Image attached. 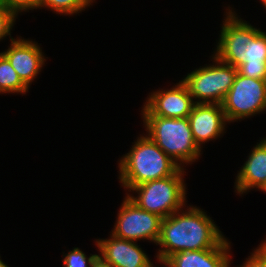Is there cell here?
I'll return each mask as SVG.
<instances>
[{"mask_svg": "<svg viewBox=\"0 0 266 267\" xmlns=\"http://www.w3.org/2000/svg\"><path fill=\"white\" fill-rule=\"evenodd\" d=\"M186 207L162 220L156 256L169 258L177 252L211 249L225 238L207 211L195 205Z\"/></svg>", "mask_w": 266, "mask_h": 267, "instance_id": "1", "label": "cell"}, {"mask_svg": "<svg viewBox=\"0 0 266 267\" xmlns=\"http://www.w3.org/2000/svg\"><path fill=\"white\" fill-rule=\"evenodd\" d=\"M118 160V179L127 194L133 187L174 175L179 167L147 135L140 134Z\"/></svg>", "mask_w": 266, "mask_h": 267, "instance_id": "2", "label": "cell"}, {"mask_svg": "<svg viewBox=\"0 0 266 267\" xmlns=\"http://www.w3.org/2000/svg\"><path fill=\"white\" fill-rule=\"evenodd\" d=\"M141 118L146 131L144 134L179 167L184 168L197 162L203 154V149L195 143L188 117L155 116L143 105Z\"/></svg>", "mask_w": 266, "mask_h": 267, "instance_id": "3", "label": "cell"}, {"mask_svg": "<svg viewBox=\"0 0 266 267\" xmlns=\"http://www.w3.org/2000/svg\"><path fill=\"white\" fill-rule=\"evenodd\" d=\"M186 168L174 175L133 187L127 196L141 209L166 218L187 206ZM132 193V194H131ZM138 195H137V194ZM135 194V195H134Z\"/></svg>", "mask_w": 266, "mask_h": 267, "instance_id": "4", "label": "cell"}, {"mask_svg": "<svg viewBox=\"0 0 266 267\" xmlns=\"http://www.w3.org/2000/svg\"><path fill=\"white\" fill-rule=\"evenodd\" d=\"M212 64H205L187 73L182 82L195 103L222 104L238 73L232 65L220 61L214 54Z\"/></svg>", "mask_w": 266, "mask_h": 267, "instance_id": "5", "label": "cell"}, {"mask_svg": "<svg viewBox=\"0 0 266 267\" xmlns=\"http://www.w3.org/2000/svg\"><path fill=\"white\" fill-rule=\"evenodd\" d=\"M227 122L242 121L266 112V80L237 73L223 103Z\"/></svg>", "mask_w": 266, "mask_h": 267, "instance_id": "6", "label": "cell"}, {"mask_svg": "<svg viewBox=\"0 0 266 267\" xmlns=\"http://www.w3.org/2000/svg\"><path fill=\"white\" fill-rule=\"evenodd\" d=\"M223 24H220V34L216 40L214 55L222 62L238 67L245 61L246 45L261 31L260 28L243 20L234 7L228 6L224 12Z\"/></svg>", "mask_w": 266, "mask_h": 267, "instance_id": "7", "label": "cell"}, {"mask_svg": "<svg viewBox=\"0 0 266 267\" xmlns=\"http://www.w3.org/2000/svg\"><path fill=\"white\" fill-rule=\"evenodd\" d=\"M124 197L110 233L121 239L143 240L157 245L163 218L141 209L127 194Z\"/></svg>", "mask_w": 266, "mask_h": 267, "instance_id": "8", "label": "cell"}, {"mask_svg": "<svg viewBox=\"0 0 266 267\" xmlns=\"http://www.w3.org/2000/svg\"><path fill=\"white\" fill-rule=\"evenodd\" d=\"M9 45L8 49L1 53L8 59L21 81L30 88L32 82L41 74L48 57H45L41 44L38 45L33 39H24L18 35Z\"/></svg>", "mask_w": 266, "mask_h": 267, "instance_id": "9", "label": "cell"}, {"mask_svg": "<svg viewBox=\"0 0 266 267\" xmlns=\"http://www.w3.org/2000/svg\"><path fill=\"white\" fill-rule=\"evenodd\" d=\"M146 99L144 106L153 115L164 118L188 117L195 105L187 86L181 80L170 89L152 91Z\"/></svg>", "mask_w": 266, "mask_h": 267, "instance_id": "10", "label": "cell"}, {"mask_svg": "<svg viewBox=\"0 0 266 267\" xmlns=\"http://www.w3.org/2000/svg\"><path fill=\"white\" fill-rule=\"evenodd\" d=\"M98 258L113 267H149L152 259L138 242L118 238L110 233L109 238L95 239Z\"/></svg>", "mask_w": 266, "mask_h": 267, "instance_id": "11", "label": "cell"}, {"mask_svg": "<svg viewBox=\"0 0 266 267\" xmlns=\"http://www.w3.org/2000/svg\"><path fill=\"white\" fill-rule=\"evenodd\" d=\"M195 143L202 149L226 133L227 124L222 104L195 103L188 116Z\"/></svg>", "mask_w": 266, "mask_h": 267, "instance_id": "12", "label": "cell"}, {"mask_svg": "<svg viewBox=\"0 0 266 267\" xmlns=\"http://www.w3.org/2000/svg\"><path fill=\"white\" fill-rule=\"evenodd\" d=\"M241 166L234 182L236 195L248 194L250 190L266 191V137L258 140Z\"/></svg>", "mask_w": 266, "mask_h": 267, "instance_id": "13", "label": "cell"}, {"mask_svg": "<svg viewBox=\"0 0 266 267\" xmlns=\"http://www.w3.org/2000/svg\"><path fill=\"white\" fill-rule=\"evenodd\" d=\"M231 245L225 237L214 248L177 252L169 259L176 267H230Z\"/></svg>", "mask_w": 266, "mask_h": 267, "instance_id": "14", "label": "cell"}, {"mask_svg": "<svg viewBox=\"0 0 266 267\" xmlns=\"http://www.w3.org/2000/svg\"><path fill=\"white\" fill-rule=\"evenodd\" d=\"M245 61L238 73L254 79L266 80V32L260 31L245 47Z\"/></svg>", "mask_w": 266, "mask_h": 267, "instance_id": "15", "label": "cell"}, {"mask_svg": "<svg viewBox=\"0 0 266 267\" xmlns=\"http://www.w3.org/2000/svg\"><path fill=\"white\" fill-rule=\"evenodd\" d=\"M29 88L21 81L8 59L0 52V95H26Z\"/></svg>", "mask_w": 266, "mask_h": 267, "instance_id": "16", "label": "cell"}, {"mask_svg": "<svg viewBox=\"0 0 266 267\" xmlns=\"http://www.w3.org/2000/svg\"><path fill=\"white\" fill-rule=\"evenodd\" d=\"M50 9L56 14L73 16L88 8L80 0H39V9Z\"/></svg>", "mask_w": 266, "mask_h": 267, "instance_id": "17", "label": "cell"}, {"mask_svg": "<svg viewBox=\"0 0 266 267\" xmlns=\"http://www.w3.org/2000/svg\"><path fill=\"white\" fill-rule=\"evenodd\" d=\"M62 256L63 267H91L98 259V254H90L88 257L79 247L63 252Z\"/></svg>", "mask_w": 266, "mask_h": 267, "instance_id": "18", "label": "cell"}, {"mask_svg": "<svg viewBox=\"0 0 266 267\" xmlns=\"http://www.w3.org/2000/svg\"><path fill=\"white\" fill-rule=\"evenodd\" d=\"M18 17L4 6H0V41H3L7 36L12 41L14 38L11 36L13 27Z\"/></svg>", "mask_w": 266, "mask_h": 267, "instance_id": "19", "label": "cell"}, {"mask_svg": "<svg viewBox=\"0 0 266 267\" xmlns=\"http://www.w3.org/2000/svg\"><path fill=\"white\" fill-rule=\"evenodd\" d=\"M3 6L17 17L19 13L34 11L39 8V0H3Z\"/></svg>", "mask_w": 266, "mask_h": 267, "instance_id": "20", "label": "cell"}, {"mask_svg": "<svg viewBox=\"0 0 266 267\" xmlns=\"http://www.w3.org/2000/svg\"><path fill=\"white\" fill-rule=\"evenodd\" d=\"M250 254L242 263L243 265L237 267H266V253L259 246L254 248Z\"/></svg>", "mask_w": 266, "mask_h": 267, "instance_id": "21", "label": "cell"}, {"mask_svg": "<svg viewBox=\"0 0 266 267\" xmlns=\"http://www.w3.org/2000/svg\"><path fill=\"white\" fill-rule=\"evenodd\" d=\"M156 257V261L158 262V264L160 263V265H162L161 267H176L172 261L169 258H163V257H159V256H154ZM149 267H159L158 265H154V262L151 261L149 264Z\"/></svg>", "mask_w": 266, "mask_h": 267, "instance_id": "22", "label": "cell"}, {"mask_svg": "<svg viewBox=\"0 0 266 267\" xmlns=\"http://www.w3.org/2000/svg\"><path fill=\"white\" fill-rule=\"evenodd\" d=\"M87 8L91 7L96 0H80Z\"/></svg>", "mask_w": 266, "mask_h": 267, "instance_id": "23", "label": "cell"}, {"mask_svg": "<svg viewBox=\"0 0 266 267\" xmlns=\"http://www.w3.org/2000/svg\"><path fill=\"white\" fill-rule=\"evenodd\" d=\"M258 246L266 253V238H264V241H261Z\"/></svg>", "mask_w": 266, "mask_h": 267, "instance_id": "24", "label": "cell"}, {"mask_svg": "<svg viewBox=\"0 0 266 267\" xmlns=\"http://www.w3.org/2000/svg\"><path fill=\"white\" fill-rule=\"evenodd\" d=\"M91 267H102V261L98 258Z\"/></svg>", "mask_w": 266, "mask_h": 267, "instance_id": "25", "label": "cell"}, {"mask_svg": "<svg viewBox=\"0 0 266 267\" xmlns=\"http://www.w3.org/2000/svg\"><path fill=\"white\" fill-rule=\"evenodd\" d=\"M0 267H9L5 262L2 261L1 255H0Z\"/></svg>", "mask_w": 266, "mask_h": 267, "instance_id": "26", "label": "cell"}, {"mask_svg": "<svg viewBox=\"0 0 266 267\" xmlns=\"http://www.w3.org/2000/svg\"><path fill=\"white\" fill-rule=\"evenodd\" d=\"M102 267H113L102 262Z\"/></svg>", "mask_w": 266, "mask_h": 267, "instance_id": "27", "label": "cell"}, {"mask_svg": "<svg viewBox=\"0 0 266 267\" xmlns=\"http://www.w3.org/2000/svg\"><path fill=\"white\" fill-rule=\"evenodd\" d=\"M259 2L261 3V5H263L264 3H266V0H260Z\"/></svg>", "mask_w": 266, "mask_h": 267, "instance_id": "28", "label": "cell"}, {"mask_svg": "<svg viewBox=\"0 0 266 267\" xmlns=\"http://www.w3.org/2000/svg\"><path fill=\"white\" fill-rule=\"evenodd\" d=\"M0 6H3V0H0Z\"/></svg>", "mask_w": 266, "mask_h": 267, "instance_id": "29", "label": "cell"}, {"mask_svg": "<svg viewBox=\"0 0 266 267\" xmlns=\"http://www.w3.org/2000/svg\"><path fill=\"white\" fill-rule=\"evenodd\" d=\"M262 7H264V8H265V10H266V3H264Z\"/></svg>", "mask_w": 266, "mask_h": 267, "instance_id": "30", "label": "cell"}]
</instances>
